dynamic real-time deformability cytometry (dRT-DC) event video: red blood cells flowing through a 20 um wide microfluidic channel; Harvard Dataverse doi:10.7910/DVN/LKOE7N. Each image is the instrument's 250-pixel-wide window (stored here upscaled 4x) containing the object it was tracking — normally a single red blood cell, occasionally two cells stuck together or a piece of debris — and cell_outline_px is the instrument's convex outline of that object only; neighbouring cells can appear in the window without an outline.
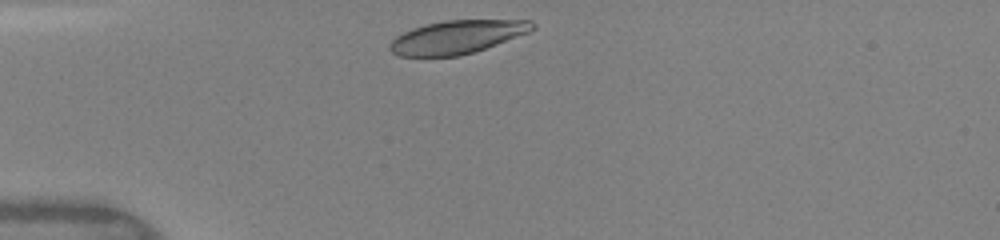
{"species": "human", "species_latin": "Homo sapiens", "temperature_condition": "warm", "stored_images_in_passage": 31, "camera_frame_rate_fps": 3000, "um_per_image_px": 0.085, "donor": {"sex": "female"}, "frame": {"image": 1, "passage_image": 2, "time_ms": 0.333, "image_size_px": [1000, 240], "cell_outline_px": [[536, 28], [528, 32], [496, 44], [460, 56], [400, 56], [392, 52], [388, 48], [392, 40], [396, 36], [412, 28], [444, 20], [532, 20], [536, 24]], "centroid_in_image_um": [38.85, 3.14], "position_along_channel_um": 46.2, "area_um2": 27.4}}
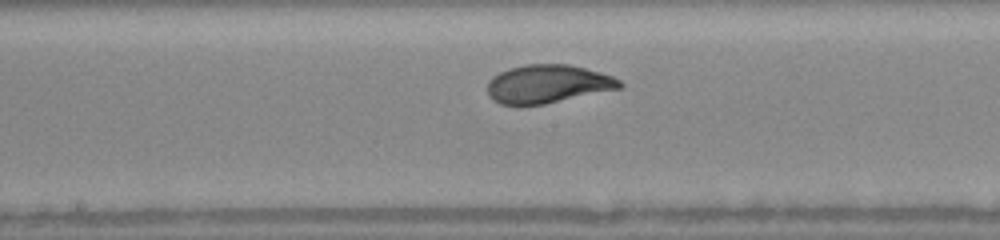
{"frame": {"image": 2, "passage_image": 15, "time_ms": 4.667, "image_size_px": [1000, 240], "cell_outline_px": [[624, 84], [620, 88], [544, 104], [500, 104], [492, 100], [488, 96], [488, 80], [492, 76], [508, 68], [524, 64], [568, 64], [600, 72], [612, 76], [620, 80]], "centroid_in_image_um": [46.53, 7.12], "position_along_channel_um": 201.7, "area_um2": 29.42}}
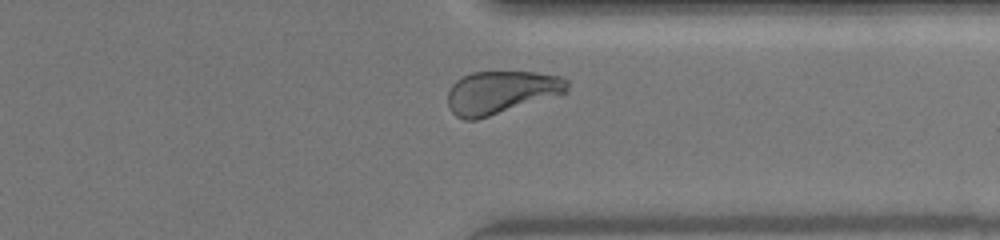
{"frame": {"image": 3, "passage_image": 27, "time_ms": 8.667, "image_size_px": [1000, 240], "cell_outline_px": [[568, 88], [564, 92], [476, 120], [464, 120], [456, 116], [452, 112], [448, 104], [448, 92], [452, 84], [456, 80], [472, 72], [536, 72], [560, 76], [568, 80]], "centroid_in_image_um": [42.53, 7.83], "position_along_channel_um": 368.9, "area_um2": 29.3}, "authors_computed_cell_mechanics": {"area_um2": 29.5358, "velocity_mm_per_s": 4.1783, "shape_relaxation_time_tau1_ms": 3.1192, "shape_relaxation_time_tau2_ms": null, "deformation_change_tau1": 0.1413, "deformation_change_tau2": null}}